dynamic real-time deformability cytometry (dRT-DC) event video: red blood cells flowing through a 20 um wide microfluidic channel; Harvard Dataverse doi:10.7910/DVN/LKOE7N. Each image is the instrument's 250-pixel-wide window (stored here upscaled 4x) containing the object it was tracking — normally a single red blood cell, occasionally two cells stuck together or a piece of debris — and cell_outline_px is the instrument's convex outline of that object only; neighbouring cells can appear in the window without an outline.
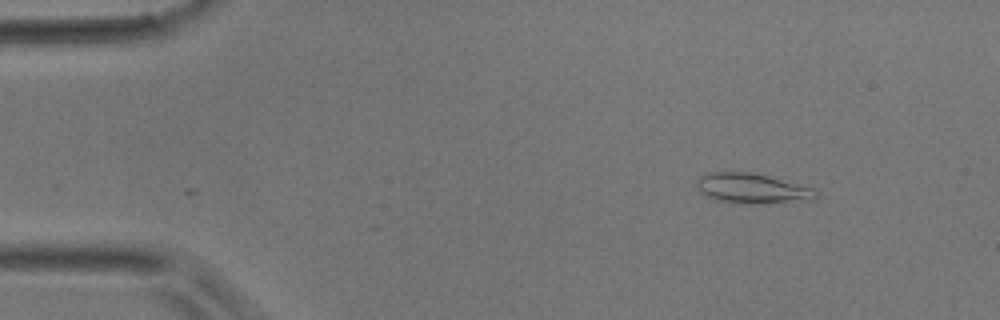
{"species": "common noctule bat (a hibernating species)", "species_latin": "Nyctalus noctula", "temperature_condition": "room temperature", "stored_images_in_passage": 32, "camera_frame_rate_fps": 3000, "um_per_image_px": 0.085, "animal": {"sex": "male", "body_mass_g": 17.9}, "frame": {"image": 1, "passage_image": 1, "time_ms": 0.0, "image_size_px": [1000, 320], "cell_outline_px": [[820, 196], [812, 200], [760, 204], [752, 204], [716, 200], [700, 192], [696, 184], [696, 180], [704, 172], [752, 172], [768, 176], [812, 188]], "centroid_in_image_um": [63.91, 16.02], "position_along_channel_um": 21.1, "area_um2": 20.87}}
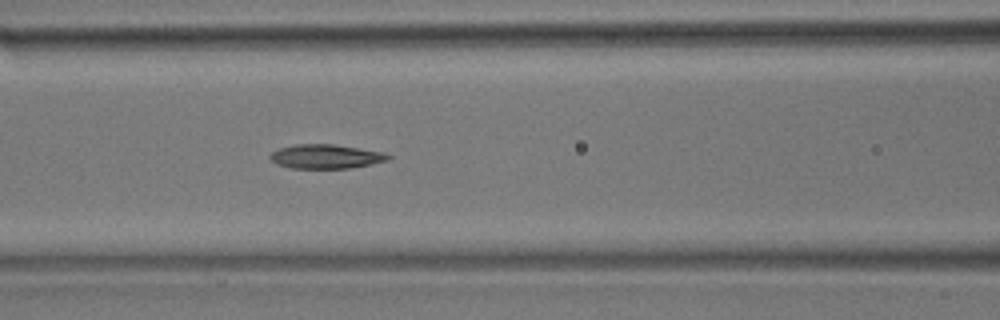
{"frame": {"image": 2, "passage_image": 15, "time_ms": 4.667, "image_size_px": [1000, 320], "cell_outline_px": [[392, 156], [388, 160], [348, 168], [292, 168], [276, 164], [268, 156], [272, 152], [280, 148], [296, 144], [332, 144], [384, 152]], "centroid_in_image_um": [27.67, 13.3], "position_along_channel_um": 138.9, "area_um2": 16.42}}
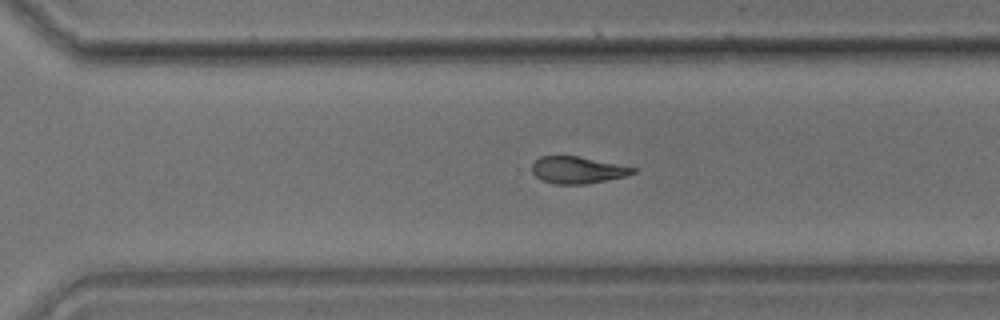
{"frame": {"image": 3, "passage_image": 28, "time_ms": 9.0, "image_size_px": [1000, 320], "cell_outline_px": [[636, 172], [628, 176], [584, 184], [556, 184], [544, 180], [536, 176], [532, 172], [532, 164], [540, 156], [576, 156], [636, 168]], "centroid_in_image_um": [49.09, 14.45], "position_along_channel_um": 321.5, "area_um2": 15.55}}